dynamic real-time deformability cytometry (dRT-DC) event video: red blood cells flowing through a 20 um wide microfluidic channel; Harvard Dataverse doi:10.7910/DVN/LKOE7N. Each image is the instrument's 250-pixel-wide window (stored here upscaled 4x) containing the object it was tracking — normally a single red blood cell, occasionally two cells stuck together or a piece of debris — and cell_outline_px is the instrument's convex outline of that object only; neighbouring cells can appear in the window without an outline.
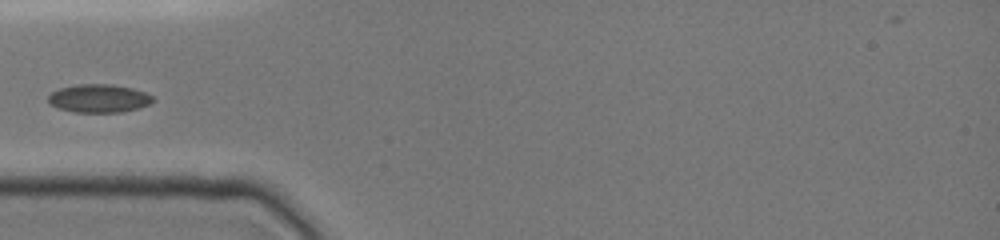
{"species": "common noctule bat (a hibernating species)", "species_latin": "Nyctalus noctula", "temperature_condition": "cold", "stored_images_in_passage": 10, "camera_frame_rate_fps": 3000, "um_per_image_px": 0.085, "animal": {"sex": "female", "body_mass_g": 19.0, "forearm_length_mm": 51.5}, "frame": {"image": 1, "passage_image": 1, "time_ms": 0.0, "image_size_px": [1000, 240], "cell_outline_px": [[156, 100], [148, 104], [136, 108], [120, 112], [76, 112], [56, 108], [48, 104], [48, 96], [52, 92], [60, 88], [76, 84], [112, 84], [132, 88], [144, 92], [152, 96]], "centroid_in_image_um": [8.36, 8.36], "position_along_channel_um": 76.6, "area_um2": 17.22}}
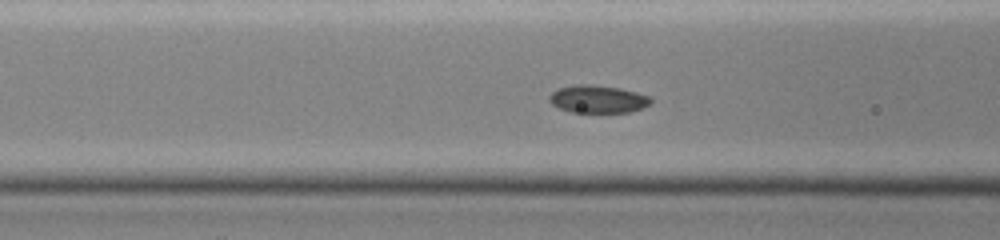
{"frame": {"image": 2, "passage_image": 5, "time_ms": 1.0, "image_size_px": [1000, 240], "cell_outline_px": [[652, 104], [628, 112], [572, 112], [560, 108], [552, 104], [548, 100], [548, 96], [552, 92], [560, 88], [576, 84], [592, 84], [620, 88], [652, 96]], "centroid_in_image_um": [50.83, 8.41], "position_along_channel_um": 115.8, "area_um2": 16.42}}